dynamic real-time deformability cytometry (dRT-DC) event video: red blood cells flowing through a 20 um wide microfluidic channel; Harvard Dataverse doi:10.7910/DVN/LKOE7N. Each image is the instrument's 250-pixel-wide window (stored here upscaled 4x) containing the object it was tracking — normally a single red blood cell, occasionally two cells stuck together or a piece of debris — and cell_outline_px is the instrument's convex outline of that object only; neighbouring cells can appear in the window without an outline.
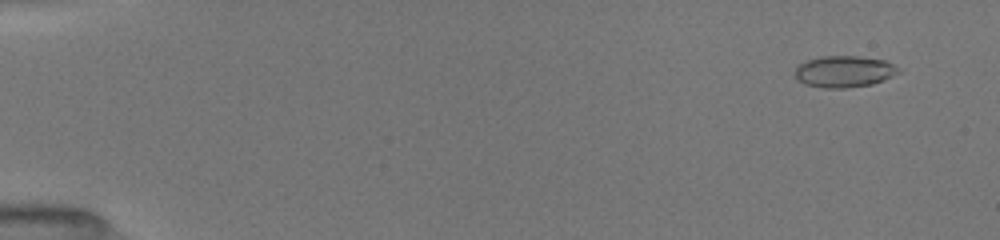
{"species": "common noctule bat (a hibernating species)", "species_latin": "Nyctalus noctula", "temperature_condition": "room temperature", "stored_images_in_passage": 52, "camera_frame_rate_fps": 3000, "um_per_image_px": 0.085, "animal": {"sex": "female", "body_mass_g": 19.5, "forearm_length_mm": 54.1}, "frame": {"image": 1, "passage_image": 4, "time_ms": 1.0, "image_size_px": [1000, 240], "cell_outline_px": [[900, 72], [884, 80], [872, 84], [844, 88], [824, 88], [804, 84], [796, 80], [796, 64], [820, 56], [860, 56], [884, 60], [900, 68]], "centroid_in_image_um": [71.73, 6.08], "position_along_channel_um": 13.3, "area_um2": 19.13}}
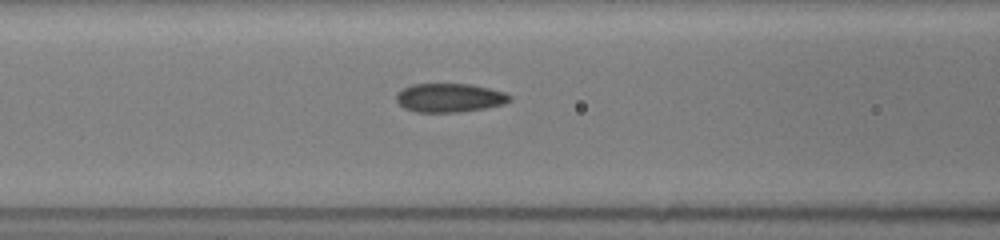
{"frame": {"image": 2, "passage_image": 23, "time_ms": 7.333, "image_size_px": [1000, 240], "cell_outline_px": [[512, 100], [504, 104], [484, 108], [460, 112], [416, 112], [404, 108], [396, 100], [396, 96], [404, 88], [412, 84], [468, 84], [488, 88], [504, 92], [512, 96]], "centroid_in_image_um": [38.23, 8.31], "position_along_channel_um": 128.4, "area_um2": 18.9}}
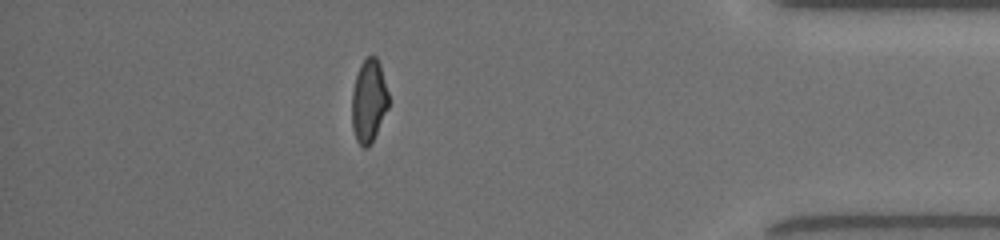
{"frame": {"image": 3, "passage_image": 46, "time_ms": 15.0, "image_size_px": [1000, 240], "cell_outline_px": [[388, 108], [368, 148], [364, 148], [356, 140], [352, 128], [352, 92], [356, 76], [360, 64], [368, 56], [376, 56], [380, 64], [388, 92]], "centroid_in_image_um": [31.34, 8.57], "position_along_channel_um": 403.9, "area_um2": 17.57}, "authors_computed_cell_mechanics": {"area_um2": 18.7272, "velocity_mm_per_s": 4.0583, "shape_relaxation_time_tau1_ms": 4.9302, "shape_relaxation_time_tau2_ms": 0.8728, "deformation_change_tau1": 0.1573, "deformation_change_tau2": 0.0552}}